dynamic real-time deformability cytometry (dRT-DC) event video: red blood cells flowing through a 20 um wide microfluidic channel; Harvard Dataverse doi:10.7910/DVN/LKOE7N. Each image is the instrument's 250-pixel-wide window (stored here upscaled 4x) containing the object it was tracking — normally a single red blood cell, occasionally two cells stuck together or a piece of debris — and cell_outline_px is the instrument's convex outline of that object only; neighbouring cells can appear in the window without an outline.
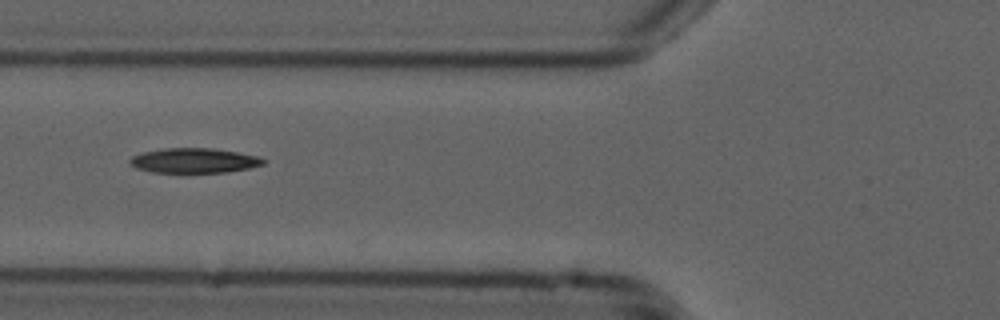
{"species": "common noctule bat (a hibernating species)", "species_latin": "Nyctalus noctula", "temperature_condition": "cold", "stored_images_in_passage": 5, "camera_frame_rate_fps": 3000, "um_per_image_px": 0.085, "animal": {"sex": "male", "forearm_length_mm": 52.5}, "frame": {"image": 1, "passage_image": 4, "time_ms": 1.0, "image_size_px": [1000, 320], "cell_outline_px": [[268, 160], [264, 164], [248, 168], [228, 172], [152, 172], [136, 168], [128, 164], [128, 160], [132, 156], [140, 152], [164, 148], [212, 148], [260, 156]], "centroid_in_image_um": [16.48, 13.64], "position_along_channel_um": 109.3, "area_um2": 19.48}}